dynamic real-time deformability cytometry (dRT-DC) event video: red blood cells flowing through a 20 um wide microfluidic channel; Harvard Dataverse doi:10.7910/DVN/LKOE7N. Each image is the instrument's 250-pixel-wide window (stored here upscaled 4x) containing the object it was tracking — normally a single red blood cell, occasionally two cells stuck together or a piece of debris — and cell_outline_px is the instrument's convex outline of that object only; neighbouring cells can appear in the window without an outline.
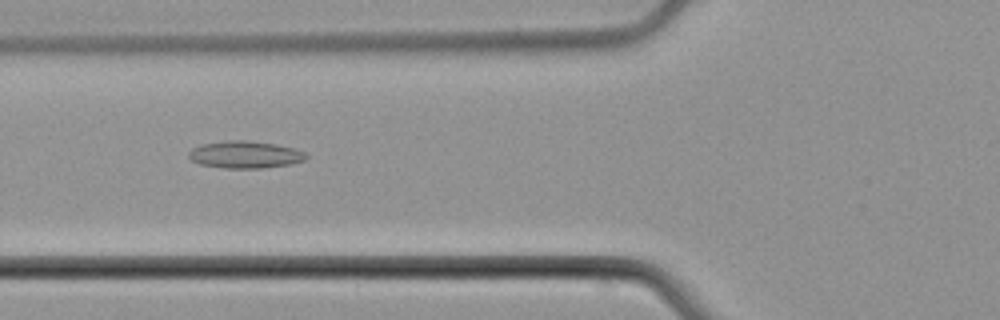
{"species": "common noctule bat (a hibernating species)", "species_latin": "Nyctalus noctula", "temperature_condition": "cold", "stored_images_in_passage": 3, "camera_frame_rate_fps": 3000, "um_per_image_px": 0.085, "animal": {"sex": "male", "body_mass_g": 21.5, "forearm_length_mm": 52.0}, "frame": {"image": 1, "passage_image": 2, "time_ms": 1.0, "image_size_px": [1000, 320], "cell_outline_px": [[308, 156], [304, 160], [292, 164], [260, 168], [224, 168], [200, 164], [192, 160], [188, 156], [188, 152], [192, 148], [200, 144], [228, 140], [248, 140], [276, 144], [296, 148], [304, 152]], "centroid_in_image_um": [20.83, 13.13], "position_along_channel_um": 105.0, "area_um2": 18.73}}
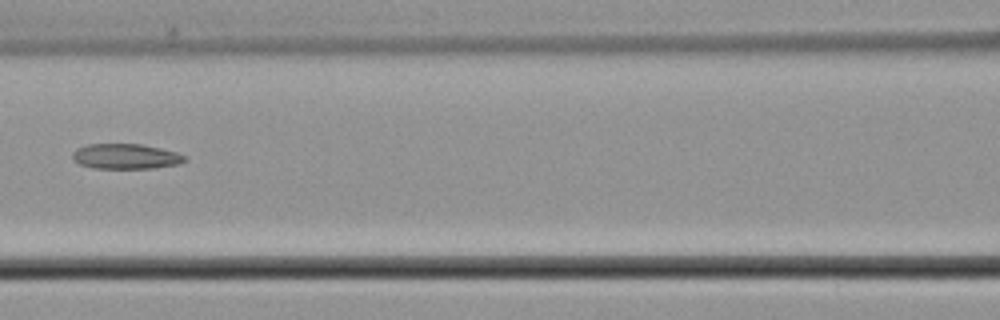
{"frame": {"image": 2, "passage_image": 3, "time_ms": 2.333, "image_size_px": [1000, 320], "cell_outline_px": [[188, 160], [180, 164], [156, 168], [92, 168], [80, 164], [72, 160], [72, 152], [76, 148], [88, 144], [140, 144], [160, 148], [176, 152], [184, 156]], "centroid_in_image_um": [10.67, 13.3], "position_along_channel_um": 155.9, "area_um2": 16.59}}